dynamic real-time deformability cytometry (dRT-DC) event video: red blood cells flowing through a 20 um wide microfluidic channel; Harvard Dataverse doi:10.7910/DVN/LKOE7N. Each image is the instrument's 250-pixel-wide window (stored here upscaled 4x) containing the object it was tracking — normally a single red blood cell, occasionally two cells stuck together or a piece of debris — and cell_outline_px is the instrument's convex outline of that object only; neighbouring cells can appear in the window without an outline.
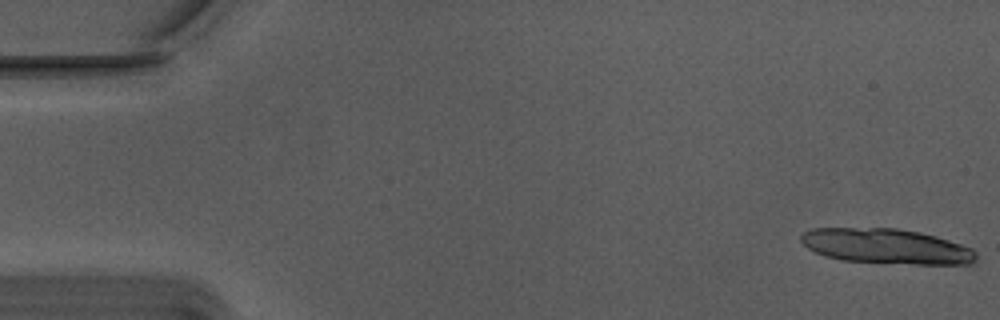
{"species": "Egyptian fruit bat (a non-hibernating species)", "species_latin": "Rousettus aegyptiacus", "temperature_condition": "warm", "stored_images_in_passage": 15, "camera_frame_rate_fps": 3000, "um_per_image_px": 0.085, "animal": {"sex": "male"}, "frame": {"image": 1, "passage_image": 1, "time_ms": 0.0, "image_size_px": [1000, 320], "cell_outline_px": [[976, 260], [972, 264], [916, 264], [840, 260], [824, 256], [808, 248], [800, 240], [800, 236], [804, 232], [812, 228], [896, 228], [920, 232], [936, 236], [972, 248], [976, 252]], "centroid_in_image_um": [75.34, 20.93], "position_along_channel_um": 9.7, "area_um2": 35.78}}